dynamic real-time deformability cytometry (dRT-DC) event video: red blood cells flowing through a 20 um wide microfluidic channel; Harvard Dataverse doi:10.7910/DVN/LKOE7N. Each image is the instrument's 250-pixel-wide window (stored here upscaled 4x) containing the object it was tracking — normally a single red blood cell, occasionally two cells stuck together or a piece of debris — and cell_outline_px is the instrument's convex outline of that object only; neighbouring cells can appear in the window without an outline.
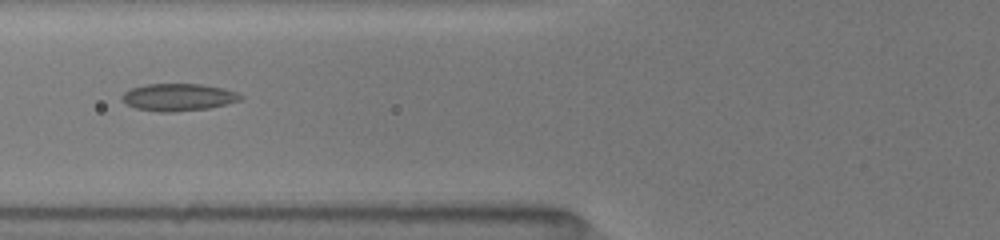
{"species": "common noctule bat (a hibernating species)", "species_latin": "Nyctalus noctula", "temperature_condition": "room temperature", "stored_images_in_passage": 23, "camera_frame_rate_fps": 3000, "um_per_image_px": 0.085, "animal": {"sex": "female", "body_mass_g": 19.5, "forearm_length_mm": 54.1}, "frame": {"image": 1, "passage_image": 3, "time_ms": 1.0, "image_size_px": [1000, 240], "cell_outline_px": [[244, 96], [240, 100], [228, 104], [208, 108], [172, 112], [160, 112], [136, 108], [120, 100], [120, 96], [124, 92], [132, 88], [148, 84], [200, 84], [224, 88], [236, 92]], "centroid_in_image_um": [15.16, 8.26], "position_along_channel_um": 110.6, "area_um2": 18.84}}
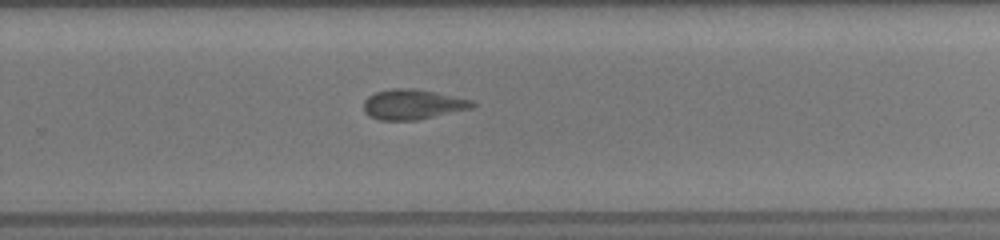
{"frame": {"image": 2, "passage_image": 15, "time_ms": 5.667, "image_size_px": [1000, 240], "cell_outline_px": [[476, 104], [472, 108], [416, 120], [380, 120], [368, 116], [364, 112], [364, 100], [368, 96], [376, 92], [392, 88], [416, 88], [472, 100]], "centroid_in_image_um": [35.05, 8.87], "position_along_channel_um": 294.8, "area_um2": 19.02}}
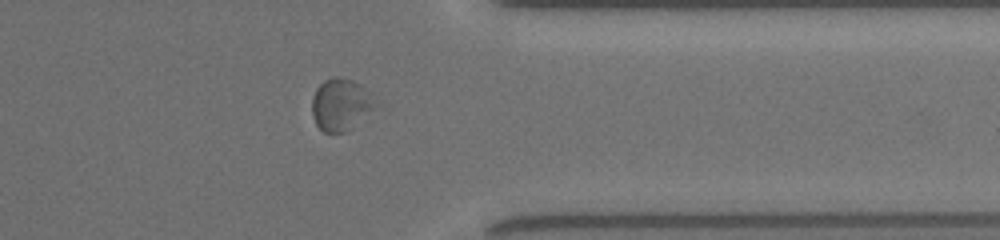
{"frame": {"image": 3, "passage_image": 20, "time_ms": 8.0, "image_size_px": [1000, 240], "cell_outline_px": [[380, 104], [352, 128], [344, 132], [324, 132], [316, 124], [312, 116], [312, 96], [316, 88], [324, 80], [336, 76], [340, 76], [352, 80], [372, 92]], "centroid_in_image_um": [29.0, 8.87], "position_along_channel_um": 382.4, "area_um2": 19.59}, "authors_computed_cell_mechanics": {"area_um2": 18.785, "velocity_mm_per_s": 3.9465, "shape_relaxation_time_tau1_ms": 3.9413, "shape_relaxation_time_tau2_ms": 3.1, "deformation_change_tau1": 0.0605, "deformation_change_tau2": 0.0997}}